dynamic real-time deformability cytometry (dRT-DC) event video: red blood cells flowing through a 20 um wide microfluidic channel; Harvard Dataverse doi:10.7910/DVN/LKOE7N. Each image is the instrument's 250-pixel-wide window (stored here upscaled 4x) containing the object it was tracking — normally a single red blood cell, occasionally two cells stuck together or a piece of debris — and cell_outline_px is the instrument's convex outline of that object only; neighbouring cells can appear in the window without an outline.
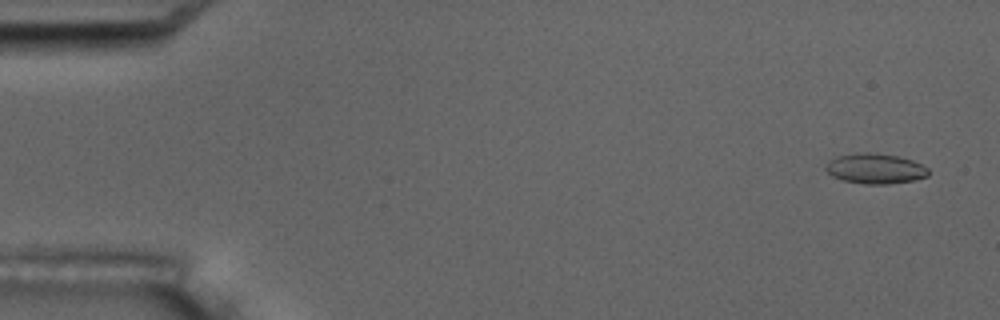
{"species": "common noctule bat (a hibernating species)", "species_latin": "Nyctalus noctula", "temperature_condition": "room temperature", "stored_images_in_passage": 10, "camera_frame_rate_fps": 3000, "um_per_image_px": 0.085, "animal": {"sex": "male", "body_mass_g": 17.5, "forearm_length_mm": 52.3}, "frame": {"image": 1, "passage_image": 1, "time_ms": 0.0, "image_size_px": [1000, 320], "cell_outline_px": [[928, 176], [916, 180], [888, 184], [864, 184], [844, 180], [832, 176], [824, 168], [828, 160], [836, 156], [860, 152], [876, 152], [896, 156], [912, 160], [928, 168]], "centroid_in_image_um": [74.38, 14.32], "position_along_channel_um": 10.6, "area_um2": 18.21}}
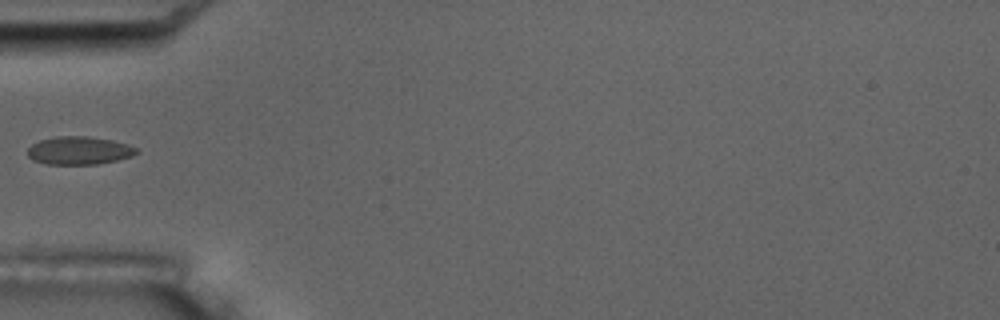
{"frame": {"image": 2, "passage_image": 6, "time_ms": 5.667, "image_size_px": [1000, 320], "cell_outline_px": [[140, 152], [132, 156], [116, 160], [96, 164], [48, 164], [32, 160], [28, 156], [28, 148], [32, 144], [40, 140], [56, 136], [88, 136], [128, 144], [136, 148]], "centroid_in_image_um": [6.71, 12.79], "position_along_channel_um": 78.3, "area_um2": 17.69}}
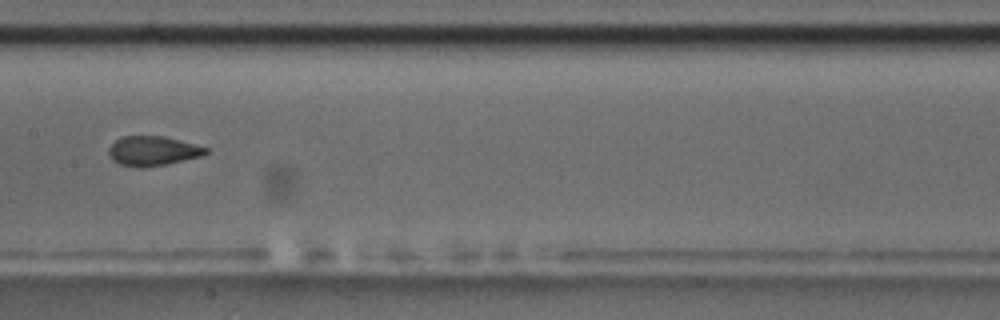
{"frame": {"image": 3, "passage_image": 9, "time_ms": 9.0, "image_size_px": [1000, 320], "cell_outline_px": [[212, 148], [208, 152], [200, 156], [168, 164], [140, 168], [120, 164], [112, 160], [108, 156], [108, 148], [120, 136], [164, 136]], "centroid_in_image_um": [12.99, 12.82], "position_along_channel_um": 194.4, "area_um2": 16.94}}